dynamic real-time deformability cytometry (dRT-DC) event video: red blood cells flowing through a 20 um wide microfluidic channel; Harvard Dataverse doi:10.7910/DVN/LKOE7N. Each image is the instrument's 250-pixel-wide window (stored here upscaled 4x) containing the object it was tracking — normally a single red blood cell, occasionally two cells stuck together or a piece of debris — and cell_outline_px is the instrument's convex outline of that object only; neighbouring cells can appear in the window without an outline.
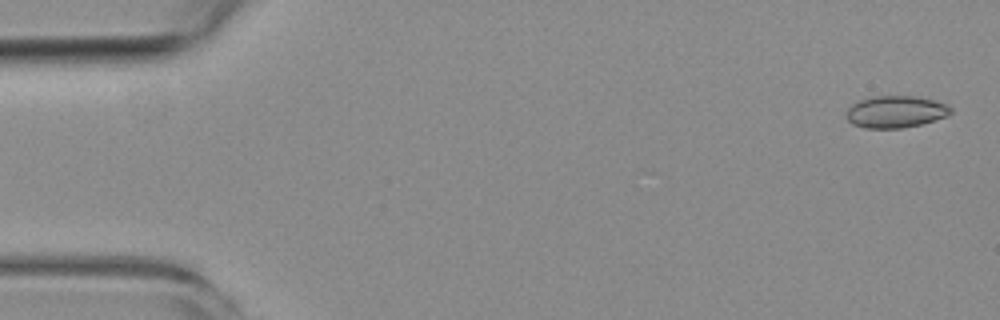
{"species": "common noctule bat (a hibernating species)", "species_latin": "Nyctalus noctula", "temperature_condition": "room temperature", "stored_images_in_passage": 5, "camera_frame_rate_fps": 3000, "um_per_image_px": 0.085, "animal": {"sex": "female", "body_mass_g": 19.3, "forearm_length_mm": 54.1}, "frame": {"image": 1, "passage_image": 1, "time_ms": 0.0, "image_size_px": [1000, 320], "cell_outline_px": [[952, 112], [944, 116], [920, 124], [900, 128], [864, 128], [852, 124], [848, 120], [848, 108], [852, 104], [860, 100], [876, 96], [912, 96], [932, 100], [948, 104], [952, 108]], "centroid_in_image_um": [76.12, 9.5], "position_along_channel_um": 8.9, "area_um2": 19.07}}
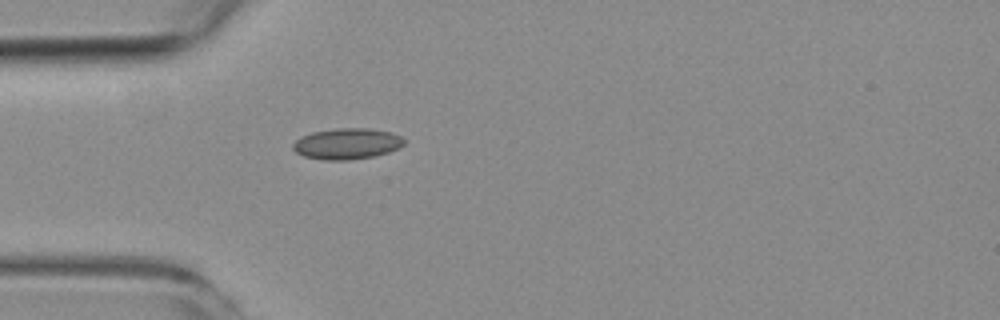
{"frame": {"image": 2, "passage_image": 5, "time_ms": 4.667, "image_size_px": [1000, 320], "cell_outline_px": [[404, 144], [400, 148], [388, 152], [372, 156], [344, 160], [324, 160], [304, 156], [296, 152], [292, 148], [292, 144], [296, 140], [312, 132], [336, 128], [368, 128], [392, 132], [400, 136], [404, 140]], "centroid_in_image_um": [29.5, 12.21], "position_along_channel_um": 55.5, "area_um2": 19.94}}